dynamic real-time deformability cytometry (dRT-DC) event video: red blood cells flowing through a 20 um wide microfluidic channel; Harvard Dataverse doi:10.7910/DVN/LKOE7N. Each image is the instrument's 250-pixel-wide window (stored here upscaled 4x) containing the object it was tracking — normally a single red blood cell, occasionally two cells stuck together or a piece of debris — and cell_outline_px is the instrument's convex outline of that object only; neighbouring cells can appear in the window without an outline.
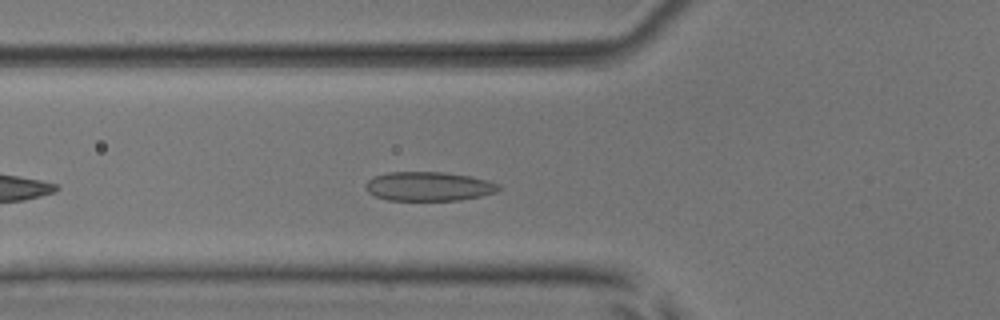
{"species": "common noctule bat (a hibernating species)", "species_latin": "Nyctalus noctula", "temperature_condition": "room temperature", "stored_images_in_passage": 19, "camera_frame_rate_fps": 3000, "um_per_image_px": 0.085, "animal": {"sex": "male", "body_mass_g": 17.9, "forearm_length_mm": 54.2}, "frame": {"image": 1, "passage_image": 6, "time_ms": 1.667, "image_size_px": [1000, 320], "cell_outline_px": [[500, 188], [496, 192], [480, 196], [460, 200], [388, 200], [376, 196], [368, 192], [364, 188], [364, 184], [372, 176], [388, 172], [444, 172], [468, 176], [488, 180], [500, 184]], "centroid_in_image_um": [36.41, 15.83], "position_along_channel_um": 89.4, "area_um2": 22.66}}
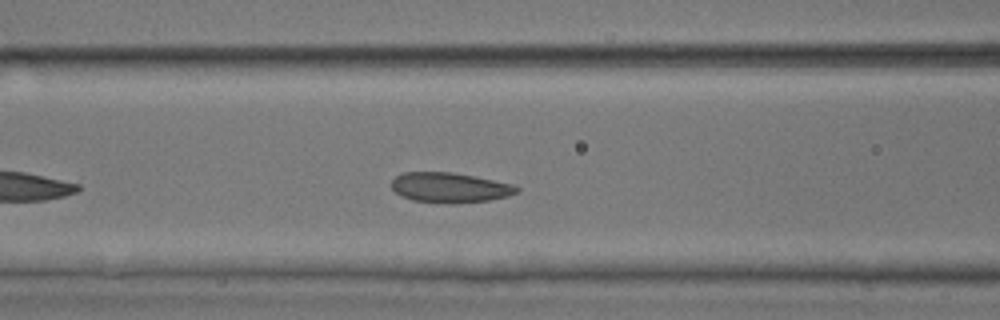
{"frame": {"image": 2, "passage_image": 9, "time_ms": 2.667, "image_size_px": [1000, 320], "cell_outline_px": [[520, 192], [508, 196], [488, 200], [448, 204], [412, 200], [400, 196], [392, 188], [392, 180], [396, 176], [404, 172], [452, 172], [512, 184], [520, 188]], "centroid_in_image_um": [38.22, 15.95], "position_along_channel_um": 128.4, "area_um2": 21.85}}